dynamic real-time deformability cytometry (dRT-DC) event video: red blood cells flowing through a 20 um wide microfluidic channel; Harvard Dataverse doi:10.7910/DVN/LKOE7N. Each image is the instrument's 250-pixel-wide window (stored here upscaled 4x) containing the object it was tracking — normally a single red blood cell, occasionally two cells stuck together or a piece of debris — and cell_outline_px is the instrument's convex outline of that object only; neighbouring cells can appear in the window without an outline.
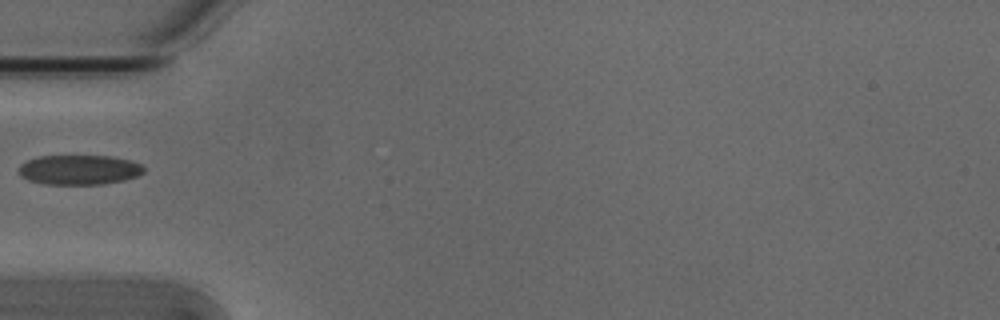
{"species": "Egyptian fruit bat (a non-hibernating species)", "species_latin": "Rousettus aegyptiacus", "temperature_condition": "cold", "stored_images_in_passage": 6, "camera_frame_rate_fps": 3000, "um_per_image_px": 0.085, "animal": {"sex": "male"}, "frame": {"image": 1, "passage_image": 6, "time_ms": 1.667, "image_size_px": [1000, 320], "cell_outline_px": [[144, 172], [136, 176], [124, 180], [104, 184], [44, 184], [28, 180], [20, 176], [20, 164], [28, 160], [40, 156], [112, 156], [132, 160], [144, 164]], "centroid_in_image_um": [6.77, 14.43], "position_along_channel_um": 78.2, "area_um2": 21.79}}